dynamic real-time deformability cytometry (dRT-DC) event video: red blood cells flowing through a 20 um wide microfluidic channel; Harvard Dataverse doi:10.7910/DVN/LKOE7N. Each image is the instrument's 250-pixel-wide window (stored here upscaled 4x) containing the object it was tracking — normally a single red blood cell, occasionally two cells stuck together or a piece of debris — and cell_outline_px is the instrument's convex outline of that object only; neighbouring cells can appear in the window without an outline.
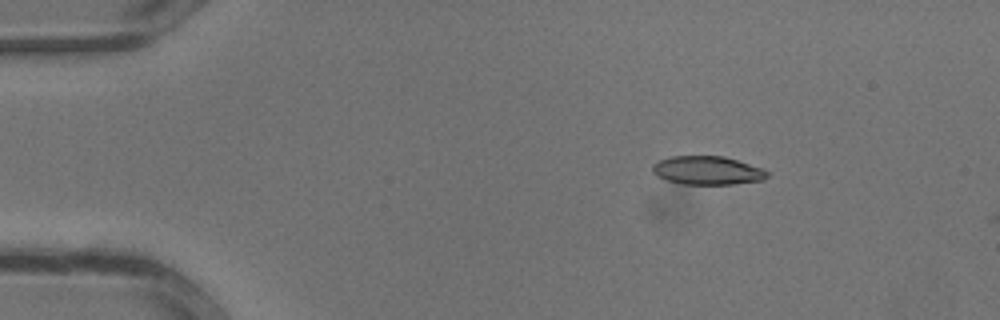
{"species": "common noctule bat (a hibernating species)", "species_latin": "Nyctalus noctula", "temperature_condition": "warm", "stored_images_in_passage": 2, "camera_frame_rate_fps": 3000, "um_per_image_px": 0.085, "animal": {"sex": "male", "body_mass_g": 13.3}, "frame": {"image": 1, "passage_image": 1, "time_ms": 0.0, "image_size_px": [1000, 320], "cell_outline_px": [[768, 176], [764, 180], [732, 184], [684, 184], [668, 180], [656, 176], [652, 172], [652, 164], [668, 156], [724, 156], [764, 168], [768, 172]], "centroid_in_image_um": [60.13, 14.48], "position_along_channel_um": 24.9, "area_um2": 19.19}}